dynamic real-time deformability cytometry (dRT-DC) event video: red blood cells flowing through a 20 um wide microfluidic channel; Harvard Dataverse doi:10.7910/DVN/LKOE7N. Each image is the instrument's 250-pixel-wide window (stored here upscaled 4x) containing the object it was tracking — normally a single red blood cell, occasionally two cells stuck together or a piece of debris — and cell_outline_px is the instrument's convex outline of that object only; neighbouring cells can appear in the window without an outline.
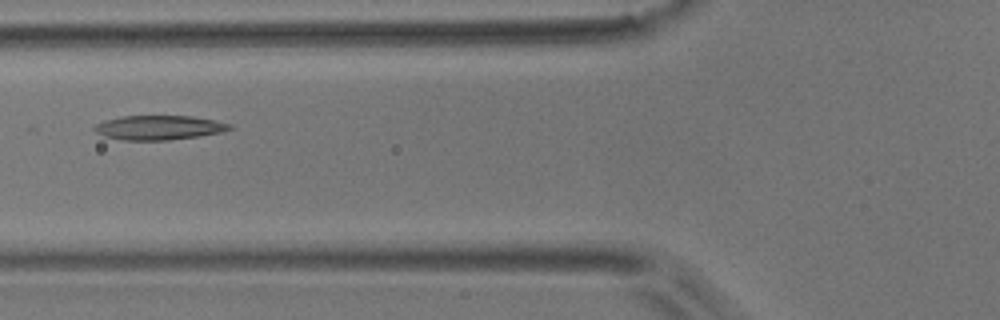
{"species": "common noctule bat (a hibernating species)", "species_latin": "Nyctalus noctula", "temperature_condition": "room temperature", "stored_images_in_passage": 6, "camera_frame_rate_fps": 3000, "um_per_image_px": 0.085, "animal": {"sex": "male", "body_mass_g": 17.9}, "frame": {"image": 1, "passage_image": 5, "time_ms": 4.667, "image_size_px": [1000, 320], "cell_outline_px": [[232, 128], [220, 132], [200, 136], [168, 140], [124, 140], [104, 136], [96, 132], [92, 128], [96, 124], [104, 120], [120, 116], [192, 116], [232, 124]], "centroid_in_image_um": [13.47, 10.84], "position_along_channel_um": 112.3, "area_um2": 19.13}}
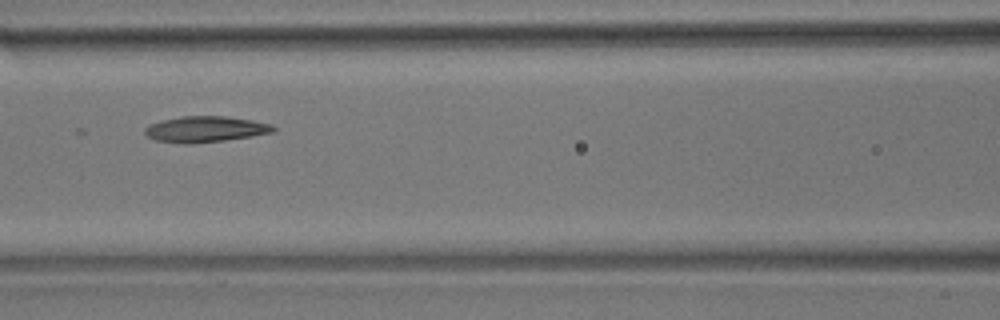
{"frame": {"image": 2, "passage_image": 6, "time_ms": 5.667, "image_size_px": [1000, 320], "cell_outline_px": [[276, 132], [252, 136], [224, 140], [192, 144], [184, 144], [156, 140], [148, 136], [144, 132], [144, 128], [148, 124], [160, 120], [180, 116], [224, 116], [252, 120], [272, 124], [276, 128]], "centroid_in_image_um": [17.45, 10.98], "position_along_channel_um": 149.2, "area_um2": 19.59}}